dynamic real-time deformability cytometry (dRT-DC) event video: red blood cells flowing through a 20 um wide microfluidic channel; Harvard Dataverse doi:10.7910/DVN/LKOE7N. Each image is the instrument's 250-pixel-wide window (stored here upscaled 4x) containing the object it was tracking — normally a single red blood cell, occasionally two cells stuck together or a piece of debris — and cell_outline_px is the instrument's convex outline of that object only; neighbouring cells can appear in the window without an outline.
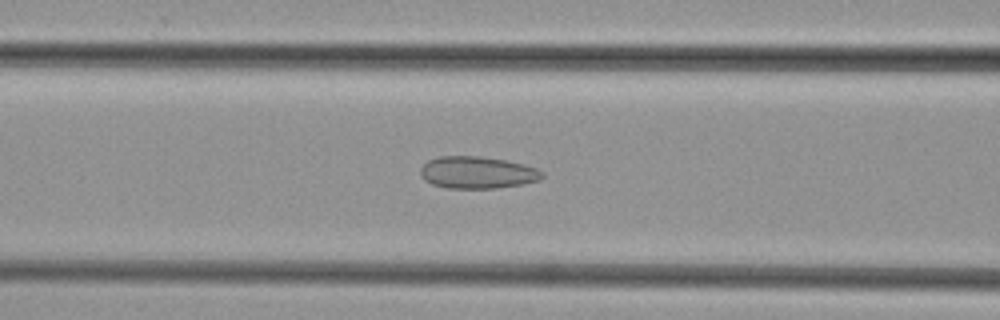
{"species": "common noctule bat (a hibernating species)", "species_latin": "Nyctalus noctula", "temperature_condition": "cold", "stored_images_in_passage": 48, "camera_frame_rate_fps": 3000, "um_per_image_px": 0.085, "animal": {"sex": "female", "body_mass_g": 29.2, "forearm_length_mm": 56.3}, "frame": {"image": 1, "passage_image": 20, "time_ms": 6.333, "image_size_px": [1000, 320], "cell_outline_px": [[544, 176], [540, 180], [520, 184], [496, 188], [444, 188], [432, 184], [424, 180], [420, 176], [420, 168], [428, 160], [440, 156], [480, 156], [508, 160], [524, 164], [536, 168], [544, 172]], "centroid_in_image_um": [40.56, 14.66], "position_along_channel_um": 126.0, "area_um2": 22.95}}
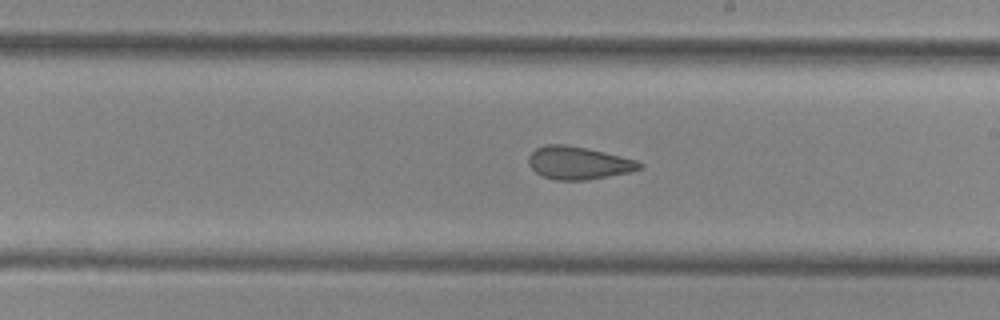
{"frame": {"image": 2, "passage_image": 28, "time_ms": 9.0, "image_size_px": [1000, 320], "cell_outline_px": [[644, 168], [628, 172], [588, 180], [556, 180], [544, 176], [536, 172], [528, 164], [528, 156], [536, 148], [544, 144], [568, 144], [604, 152], [636, 160], [644, 164]], "centroid_in_image_um": [49.16, 13.84], "position_along_channel_um": 239.8, "area_um2": 21.21}}
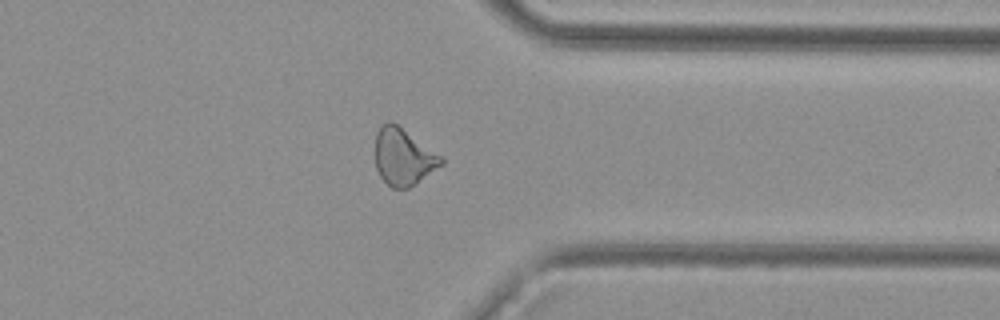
{"frame": {"image": 3, "passage_image": 38, "time_ms": 12.333, "image_size_px": [1000, 320], "cell_outline_px": [[444, 164], [416, 184], [408, 188], [392, 188], [380, 176], [376, 168], [376, 132], [380, 124], [388, 120], [396, 124], [444, 156]], "centroid_in_image_um": [34.31, 13.33], "position_along_channel_um": 377.1, "area_um2": 22.08}}